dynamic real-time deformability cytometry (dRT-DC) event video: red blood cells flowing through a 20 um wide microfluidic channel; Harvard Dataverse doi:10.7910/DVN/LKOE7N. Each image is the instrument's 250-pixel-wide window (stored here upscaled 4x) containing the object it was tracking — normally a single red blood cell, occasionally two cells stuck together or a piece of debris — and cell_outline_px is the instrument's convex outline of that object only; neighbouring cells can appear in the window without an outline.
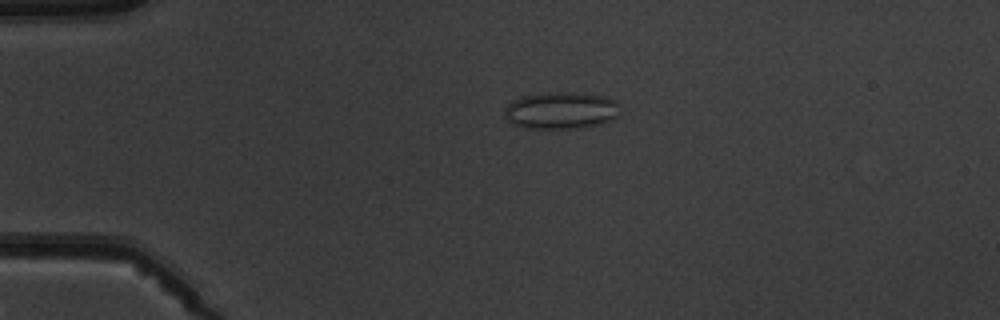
{"species": "common noctule bat (a hibernating species)", "species_latin": "Nyctalus noctula", "temperature_condition": "warm", "stored_images_in_passage": 6, "camera_frame_rate_fps": 3000, "um_per_image_px": 0.085, "animal": {"sex": "male", "body_mass_g": 19.5, "forearm_length_mm": 54.6}, "frame": {"image": 1, "passage_image": 4, "time_ms": 3.667, "image_size_px": [1000, 320], "cell_outline_px": [[616, 116], [612, 120], [600, 124], [576, 128], [532, 128], [516, 124], [508, 120], [504, 116], [504, 108], [512, 100], [524, 96], [548, 92], [572, 92], [604, 96], [616, 100]], "centroid_in_image_um": [47.66, 9.37], "position_along_channel_um": 37.3, "area_um2": 24.57}}
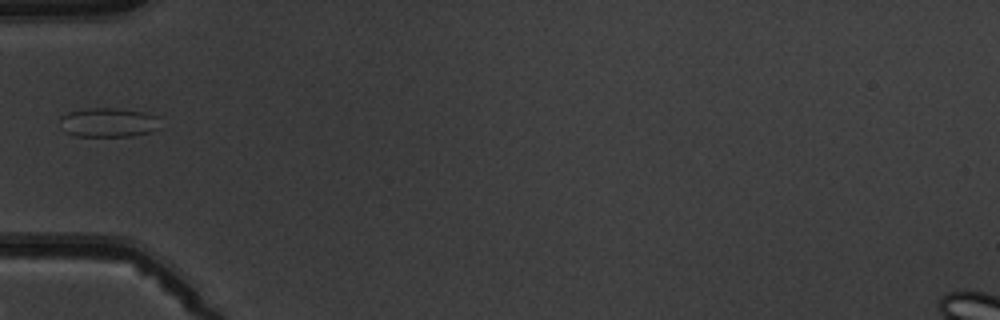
{"frame": {"image": 2, "passage_image": 6, "time_ms": 5.667, "image_size_px": [1000, 320], "cell_outline_px": [[160, 128], [152, 132], [132, 136], [76, 136], [64, 132], [60, 120], [60, 116], [68, 112], [88, 108], [112, 108], [144, 112], [156, 116]], "centroid_in_image_um": [9.2, 10.42], "position_along_channel_um": 75.8, "area_um2": 17.11}}